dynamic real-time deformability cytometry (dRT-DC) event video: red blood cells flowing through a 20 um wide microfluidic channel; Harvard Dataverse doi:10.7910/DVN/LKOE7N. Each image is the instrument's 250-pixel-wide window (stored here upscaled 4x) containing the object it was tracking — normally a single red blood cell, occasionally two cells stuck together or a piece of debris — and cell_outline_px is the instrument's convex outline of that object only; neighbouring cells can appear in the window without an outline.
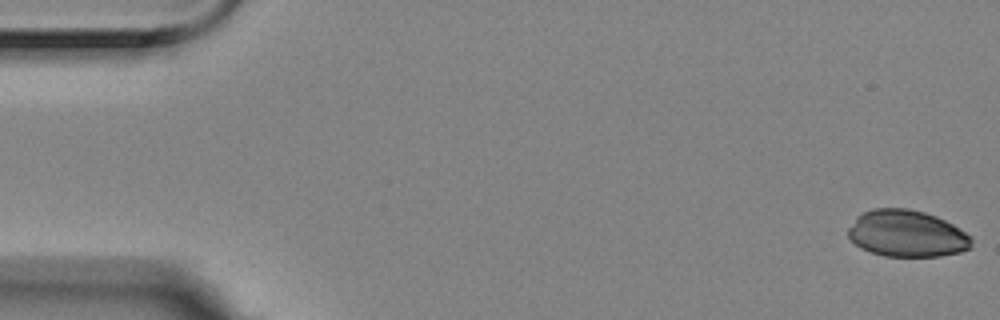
{"species": "Egyptian fruit bat (a non-hibernating species)", "species_latin": "Rousettus aegyptiacus", "temperature_condition": "room temperature", "stored_images_in_passage": 57, "segment_of_instrument_passage": [1, 2], "camera_frame_rate_fps": 3000, "um_per_image_px": 0.085, "animal": {"sex": "female"}, "frame": {"image": 1, "passage_image": 1, "time_ms": 0.0, "image_size_px": [1000, 320], "cell_outline_px": [[972, 248], [960, 252], [940, 256], [884, 256], [860, 248], [848, 236], [848, 228], [856, 216], [872, 208], [908, 208], [924, 212], [936, 216], [960, 228], [972, 236]], "centroid_in_image_um": [77.1, 19.85], "position_along_channel_um": 7.9, "area_um2": 33.76}}
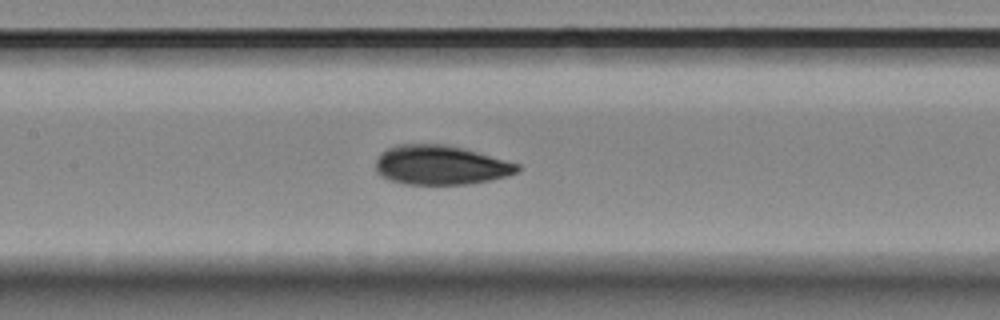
{"frame": {"image": 2, "passage_image": 26, "time_ms": 8.333, "image_size_px": [1000, 320], "cell_outline_px": [[520, 168], [516, 172], [504, 176], [488, 180], [468, 184], [404, 184], [380, 176], [376, 172], [376, 160], [380, 152], [396, 144], [448, 144], [464, 148], [520, 164]], "centroid_in_image_um": [37.41, 14.02], "position_along_channel_um": 170.0, "area_um2": 32.48}}
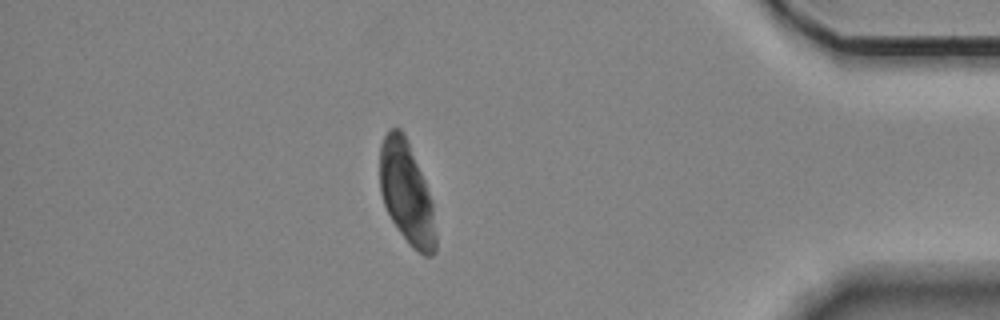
{"frame": {"image": 3, "passage_image": 49, "time_ms": 16.0, "image_size_px": [1000, 320], "cell_outline_px": [[436, 252], [432, 256], [424, 256], [412, 248], [408, 244], [392, 220], [384, 204], [380, 192], [380, 144], [388, 128], [400, 128], [404, 132], [424, 180], [432, 200], [436, 236]], "centroid_in_image_um": [34.56, 16.41], "position_along_channel_um": 400.6, "area_um2": 33.35}}